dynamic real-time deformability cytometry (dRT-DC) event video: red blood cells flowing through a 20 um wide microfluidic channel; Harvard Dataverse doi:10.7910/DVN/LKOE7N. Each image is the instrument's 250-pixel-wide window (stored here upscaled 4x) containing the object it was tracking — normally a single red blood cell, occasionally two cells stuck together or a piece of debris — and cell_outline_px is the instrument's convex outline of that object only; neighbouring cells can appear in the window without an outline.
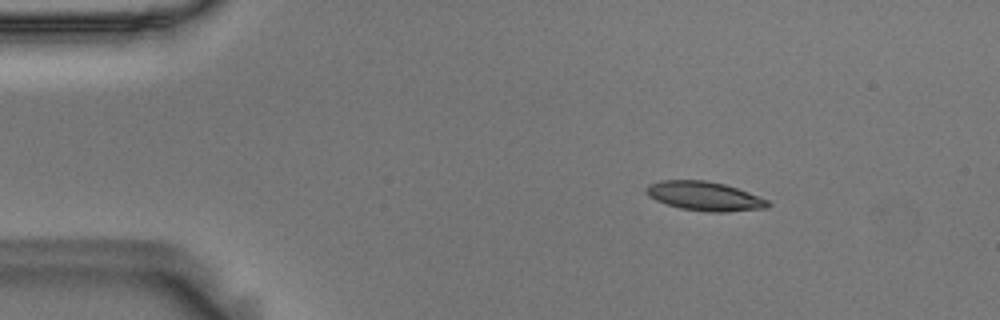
{"species": "Egyptian fruit bat (a non-hibernating species)", "species_latin": "Rousettus aegyptiacus", "temperature_condition": "room temperature", "stored_images_in_passage": 48, "camera_frame_rate_fps": 3000, "um_per_image_px": 0.085, "animal": {"sex": "male"}, "frame": {"image": 1, "passage_image": 1, "time_ms": 0.0, "image_size_px": [1000, 320], "cell_outline_px": [[772, 204], [764, 208], [724, 212], [708, 212], [680, 208], [656, 200], [648, 196], [644, 192], [644, 188], [648, 184], [660, 180], [704, 180], [724, 184], [748, 192], [768, 200]], "centroid_in_image_um": [59.84, 16.66], "position_along_channel_um": 25.2, "area_um2": 20.58}}
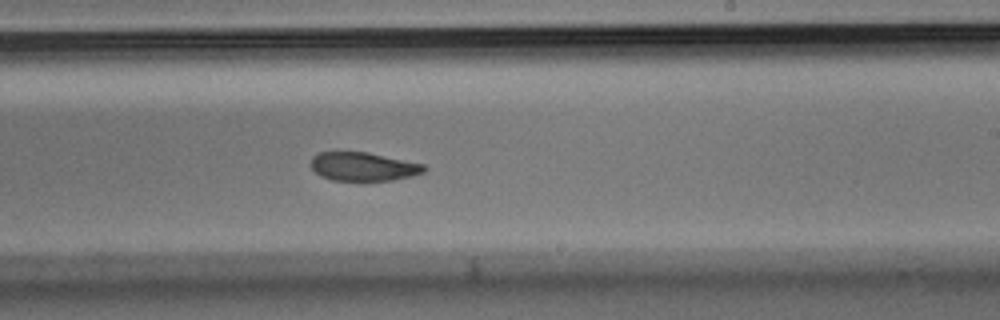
{"frame": {"image": 2, "passage_image": 26, "time_ms": 8.333, "image_size_px": [1000, 320], "cell_outline_px": [[428, 168], [424, 172], [412, 176], [392, 180], [332, 180], [320, 176], [308, 164], [312, 156], [320, 152], [368, 152], [424, 164]], "centroid_in_image_um": [30.86, 14.15], "position_along_channel_um": 258.1, "area_um2": 18.96}}
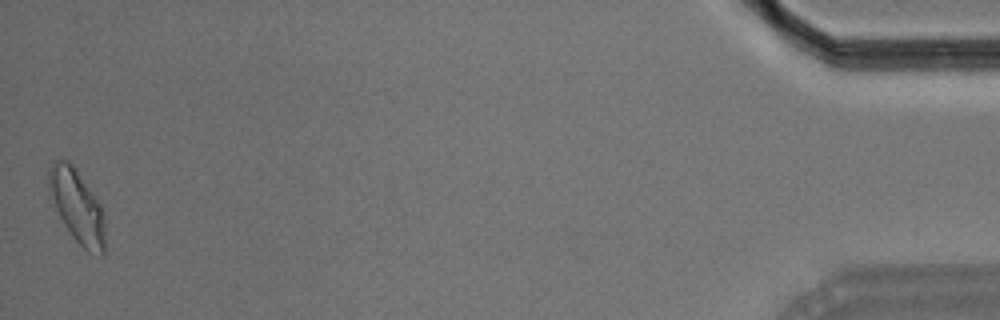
{"frame": {"image": 3, "passage_image": 48, "time_ms": 15.667, "image_size_px": [1000, 320], "cell_outline_px": [[104, 256], [100, 256], [88, 252], [72, 236], [48, 200], [48, 168], [52, 160], [68, 160], [76, 168], [100, 204], [104, 212]], "centroid_in_image_um": [6.51, 17.51], "position_along_channel_um": 428.7, "area_um2": 24.45}, "authors_computed_cell_mechanics": {"area_um2": 20.7791, "velocity_mm_per_s": 3.5913, "shape_relaxation_time_tau1_ms": 3.2738, "shape_relaxation_time_tau2_ms": 3.9853, "deformation_change_tau1": 0.1325, "deformation_change_tau2": 0.0989}}